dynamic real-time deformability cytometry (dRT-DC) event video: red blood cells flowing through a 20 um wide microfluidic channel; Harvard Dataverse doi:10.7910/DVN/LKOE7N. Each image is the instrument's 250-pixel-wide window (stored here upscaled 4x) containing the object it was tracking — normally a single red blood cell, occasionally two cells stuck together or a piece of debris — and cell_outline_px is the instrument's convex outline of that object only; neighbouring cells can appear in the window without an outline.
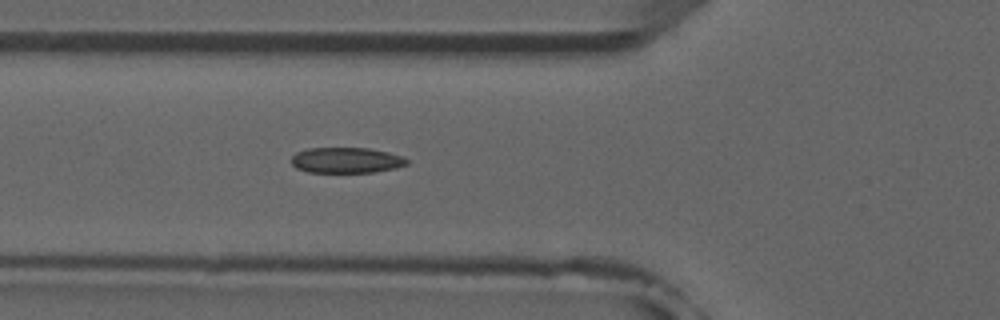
{"species": "common noctule bat (a hibernating species)", "species_latin": "Nyctalus noctula", "temperature_condition": "room temperature", "stored_images_in_passage": 5, "camera_frame_rate_fps": 3000, "um_per_image_px": 0.085, "animal": {"sex": "male", "forearm_length_mm": 52.5}, "frame": {"image": 1, "passage_image": 5, "time_ms": 5.333, "image_size_px": [1000, 320], "cell_outline_px": [[408, 164], [396, 168], [372, 172], [308, 172], [296, 168], [292, 164], [292, 156], [296, 152], [308, 148], [368, 148], [388, 152], [404, 156], [408, 160]], "centroid_in_image_um": [29.45, 13.61], "position_along_channel_um": 96.4, "area_um2": 17.28}}